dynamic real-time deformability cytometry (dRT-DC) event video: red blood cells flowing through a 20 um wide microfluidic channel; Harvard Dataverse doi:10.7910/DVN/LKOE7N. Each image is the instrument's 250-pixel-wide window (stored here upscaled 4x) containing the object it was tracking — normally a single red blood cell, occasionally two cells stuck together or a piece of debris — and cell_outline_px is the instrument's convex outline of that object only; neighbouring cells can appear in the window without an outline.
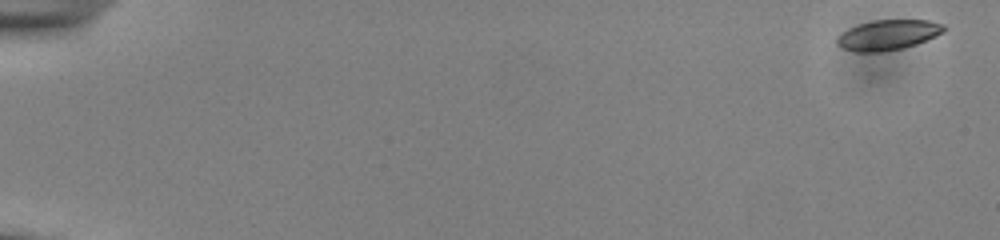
{"species": "common noctule bat (a hibernating species)", "species_latin": "Nyctalus noctula", "temperature_condition": "cold", "stored_images_in_passage": 54, "camera_frame_rate_fps": 3000, "um_per_image_px": 0.085, "animal": {"sex": "male", "body_mass_g": 13.0, "forearm_length_mm": 53.1}, "frame": {"image": 1, "passage_image": 1, "time_ms": 0.0, "image_size_px": [1000, 240], "cell_outline_px": [[948, 28], [944, 32], [936, 36], [916, 44], [900, 48], [880, 52], [856, 52], [840, 48], [836, 44], [836, 40], [848, 28], [872, 20], [928, 20], [944, 24]], "centroid_in_image_um": [75.5, 2.97], "position_along_channel_um": 9.5, "area_um2": 18.79}}
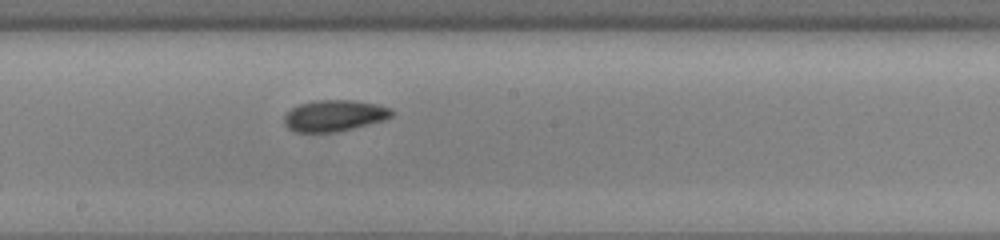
{"frame": {"image": 2, "passage_image": 31, "time_ms": 10.0, "image_size_px": [1000, 240], "cell_outline_px": [[392, 116], [384, 120], [340, 132], [296, 132], [288, 128], [284, 124], [284, 116], [292, 108], [300, 104], [316, 100], [352, 100], [376, 104], [392, 108]], "centroid_in_image_um": [28.42, 9.84], "position_along_channel_um": 219.8, "area_um2": 19.65}}
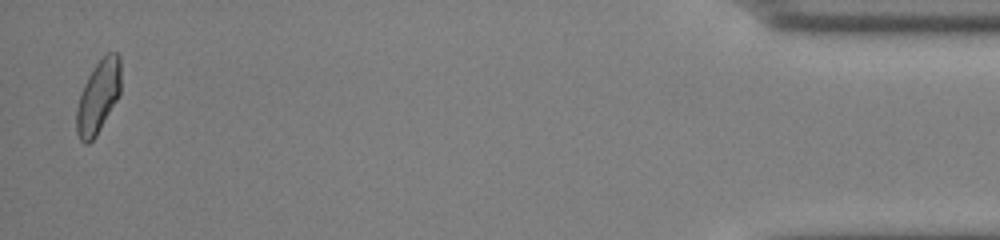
{"frame": {"image": 3, "passage_image": 53, "time_ms": 17.333, "image_size_px": [1000, 240], "cell_outline_px": [[120, 96], [96, 136], [88, 144], [84, 144], [80, 140], [76, 132], [76, 108], [80, 92], [88, 76], [96, 64], [108, 52], [116, 52], [120, 56]], "centroid_in_image_um": [8.34, 8.25], "position_along_channel_um": 426.9, "area_um2": 19.02}, "authors_computed_cell_mechanics": {"area_um2": 19.1607, "velocity_mm_per_s": 3.8839, "shape_relaxation_time_tau1_ms": 2.1314, "shape_relaxation_time_tau2_ms": 4.1099, "deformation_change_tau1": 0.087, "deformation_change_tau2": 0.0823}}